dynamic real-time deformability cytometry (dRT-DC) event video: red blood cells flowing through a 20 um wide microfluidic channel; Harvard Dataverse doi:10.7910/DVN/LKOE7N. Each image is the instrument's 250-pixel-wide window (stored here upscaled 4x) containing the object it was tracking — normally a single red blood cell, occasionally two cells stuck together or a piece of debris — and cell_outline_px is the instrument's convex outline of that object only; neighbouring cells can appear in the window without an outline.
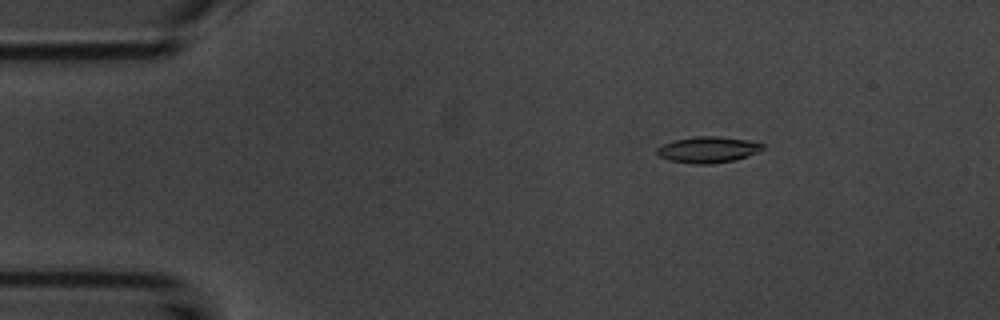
{"species": "common noctule bat (a hibernating species)", "species_latin": "Nyctalus noctula", "temperature_condition": "room temperature", "stored_images_in_passage": 54, "camera_frame_rate_fps": 3000, "um_per_image_px": 0.085, "animal": {"sex": "male", "body_mass_g": 20.1, "forearm_length_mm": 53.5}, "frame": {"image": 1, "passage_image": 8, "time_ms": 2.333, "image_size_px": [1000, 320], "cell_outline_px": [[764, 148], [756, 152], [736, 160], [708, 164], [692, 164], [668, 160], [660, 156], [656, 152], [656, 148], [664, 144], [676, 140], [696, 136], [716, 136], [748, 140], [764, 144]], "centroid_in_image_um": [60.16, 12.72], "position_along_channel_um": 24.8, "area_um2": 15.95}}
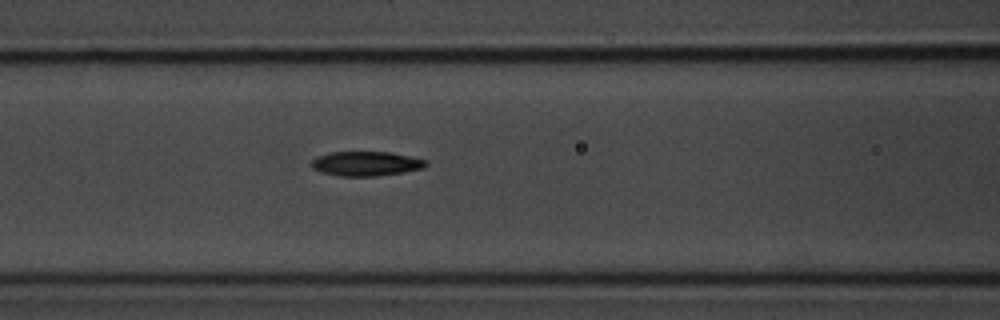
{"frame": {"image": 2, "passage_image": 22, "time_ms": 7.0, "image_size_px": [1000, 320], "cell_outline_px": [[428, 164], [424, 168], [376, 176], [340, 176], [320, 172], [312, 168], [312, 160], [316, 156], [332, 152], [388, 152], [428, 160]], "centroid_in_image_um": [31.09, 13.91], "position_along_channel_um": 135.5, "area_um2": 16.24}}
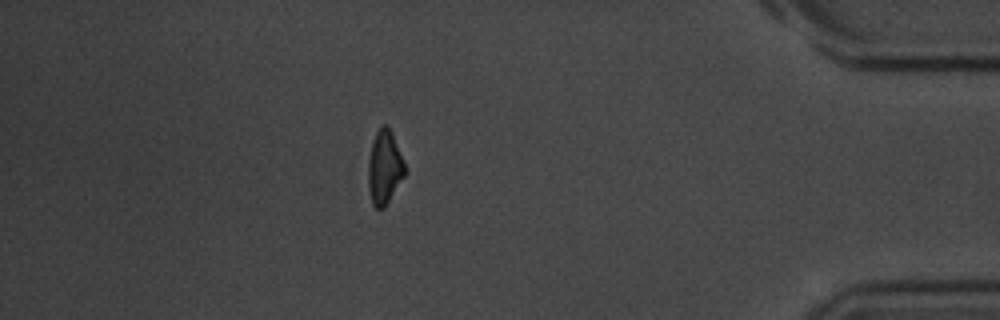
{"frame": {"image": 3, "passage_image": 47, "time_ms": 15.333, "image_size_px": [1000, 320], "cell_outline_px": [[408, 172], [384, 208], [376, 208], [372, 204], [368, 188], [368, 160], [372, 140], [380, 124], [388, 124], [392, 132]], "centroid_in_image_um": [32.69, 14.2], "position_along_channel_um": 402.5, "area_um2": 16.18}, "authors_computed_cell_mechanics": {"area_um2": 16.0106, "velocity_mm_per_s": 3.7284, "shape_relaxation_time_tau1_ms": 3.179, "shape_relaxation_time_tau2_ms": 5.2821, "deformation_change_tau1": 0.1504, "deformation_change_tau2": 0.148}}